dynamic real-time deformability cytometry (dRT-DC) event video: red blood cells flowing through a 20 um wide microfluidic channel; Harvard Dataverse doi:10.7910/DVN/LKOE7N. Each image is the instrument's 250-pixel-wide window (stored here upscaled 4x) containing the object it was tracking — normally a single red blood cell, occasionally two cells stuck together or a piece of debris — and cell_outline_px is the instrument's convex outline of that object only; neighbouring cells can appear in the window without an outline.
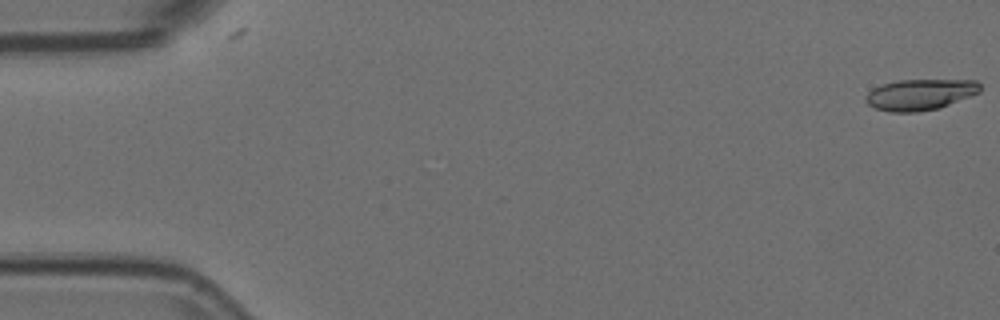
{"species": "Egyptian fruit bat (a non-hibernating species)", "species_latin": "Rousettus aegyptiacus", "temperature_condition": "room temperature", "stored_images_in_passage": 55, "camera_frame_rate_fps": 3000, "um_per_image_px": 0.085, "animal": {"sex": "female"}, "frame": {"image": 1, "passage_image": 1, "time_ms": 0.0, "image_size_px": [1000, 320], "cell_outline_px": [[980, 92], [940, 108], [916, 112], [892, 112], [876, 108], [868, 104], [864, 100], [868, 92], [872, 88], [880, 84], [896, 80], [976, 80], [980, 84]], "centroid_in_image_um": [78.18, 8.03], "position_along_channel_um": 6.8, "area_um2": 20.75}}
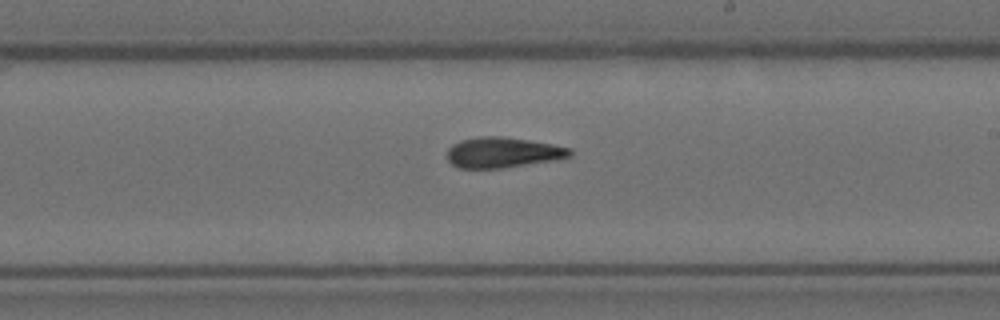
{"frame": {"image": 2, "passage_image": 32, "time_ms": 10.333, "image_size_px": [1000, 320], "cell_outline_px": [[572, 156], [552, 160], [500, 168], [456, 168], [448, 160], [448, 148], [452, 144], [460, 140], [480, 136], [500, 136], [528, 140], [552, 144], [572, 148]], "centroid_in_image_um": [42.71, 12.95], "position_along_channel_um": 246.3, "area_um2": 21.68}}
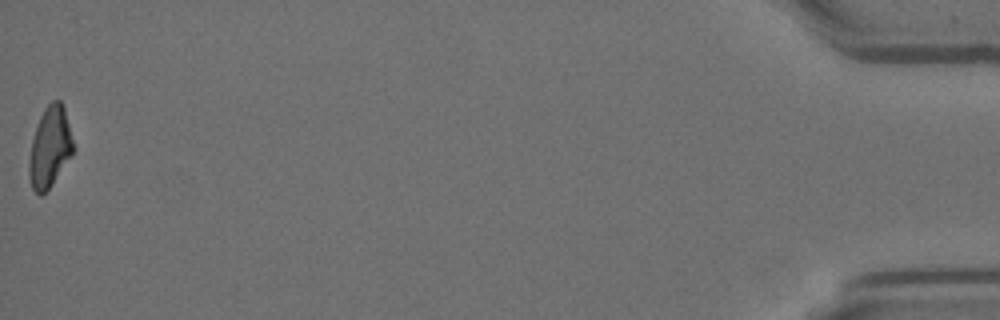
{"frame": {"image": 3, "passage_image": 55, "time_ms": 18.0, "image_size_px": [1000, 320], "cell_outline_px": [[76, 148], [52, 184], [40, 196], [32, 188], [28, 176], [28, 164], [32, 140], [40, 116], [44, 108], [52, 100], [60, 100], [64, 108]], "centroid_in_image_um": [4.24, 12.5], "position_along_channel_um": 431.0, "area_um2": 20.69}, "authors_computed_cell_mechanics": {"area_um2": 21.4438, "velocity_mm_per_s": 3.7171, "shape_relaxation_time_tau1_ms": 8.5567, "shape_relaxation_time_tau2_ms": 4.4248, "deformation_change_tau1": 0.2472, "deformation_change_tau2": 0.1551}}